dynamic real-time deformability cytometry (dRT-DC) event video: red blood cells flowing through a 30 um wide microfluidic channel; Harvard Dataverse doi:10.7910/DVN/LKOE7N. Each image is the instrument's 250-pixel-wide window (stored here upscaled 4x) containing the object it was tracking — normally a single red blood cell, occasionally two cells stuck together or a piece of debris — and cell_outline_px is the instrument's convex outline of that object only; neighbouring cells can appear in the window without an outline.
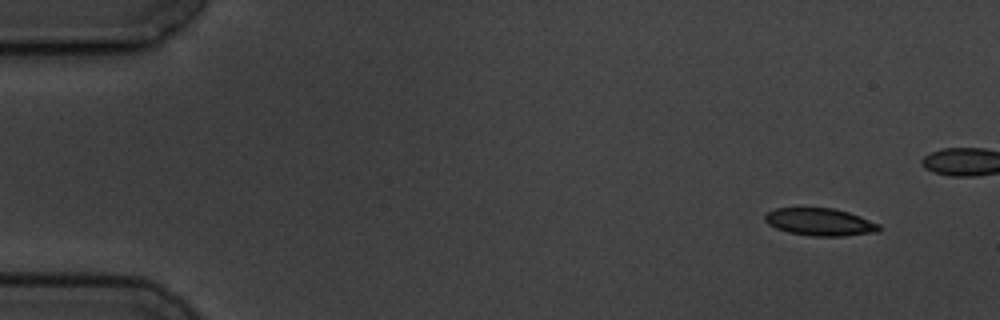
{"species": "common noctule bat (a hibernating species)", "species_latin": "Nyctalus noctula", "temperature_condition": "cold", "stored_images_in_passage": 9, "segment_of_instrument_passage": [1, 2], "camera_frame_rate_fps": 3000, "um_per_image_px": 0.085, "animal": {"sex": "male", "body_mass_g": 19.5, "forearm_length_mm": 54.6}, "frame": {"image": 1, "passage_image": 1, "time_ms": 0.0, "image_size_px": [1000, 320], "cell_outline_px": [[880, 232], [844, 236], [812, 236], [788, 232], [776, 228], [768, 224], [764, 220], [764, 216], [768, 212], [776, 208], [832, 208], [848, 212], [860, 216], [880, 224]], "centroid_in_image_um": [69.72, 18.87], "position_along_channel_um": 15.3, "area_um2": 18.32}}
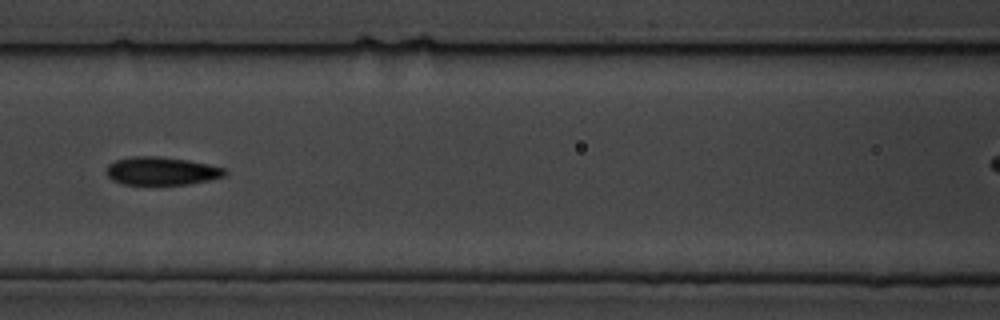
{"frame": {"image": 2, "passage_image": 7, "time_ms": 7.0, "image_size_px": [1000, 320], "cell_outline_px": [[228, 172], [224, 176], [208, 180], [188, 184], [124, 184], [112, 180], [104, 172], [108, 164], [116, 160], [132, 156], [160, 156], [188, 160], [208, 164], [224, 168]], "centroid_in_image_um": [13.7, 14.52], "position_along_channel_um": 152.9, "area_um2": 19.42}}
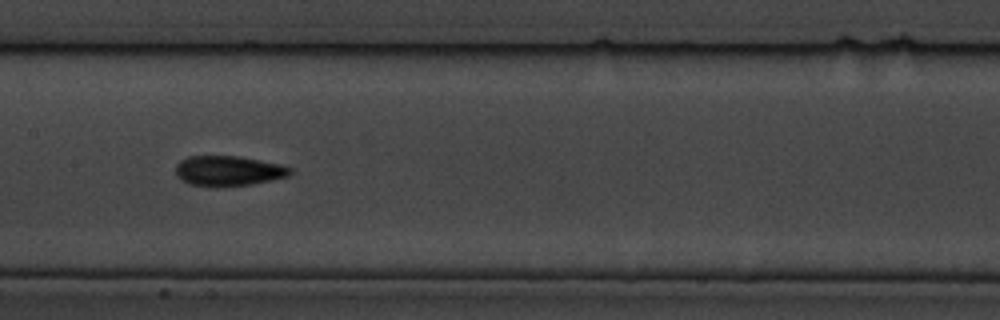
{"frame": {"image": 3, "passage_image": 8, "time_ms": 8.0, "image_size_px": [1000, 320], "cell_outline_px": [[292, 172], [288, 176], [272, 180], [252, 184], [208, 188], [192, 184], [180, 180], [176, 176], [176, 164], [180, 160], [188, 156], [240, 156], [280, 164], [292, 168]], "centroid_in_image_um": [19.38, 14.53], "position_along_channel_um": 188.0, "area_um2": 20.4}}